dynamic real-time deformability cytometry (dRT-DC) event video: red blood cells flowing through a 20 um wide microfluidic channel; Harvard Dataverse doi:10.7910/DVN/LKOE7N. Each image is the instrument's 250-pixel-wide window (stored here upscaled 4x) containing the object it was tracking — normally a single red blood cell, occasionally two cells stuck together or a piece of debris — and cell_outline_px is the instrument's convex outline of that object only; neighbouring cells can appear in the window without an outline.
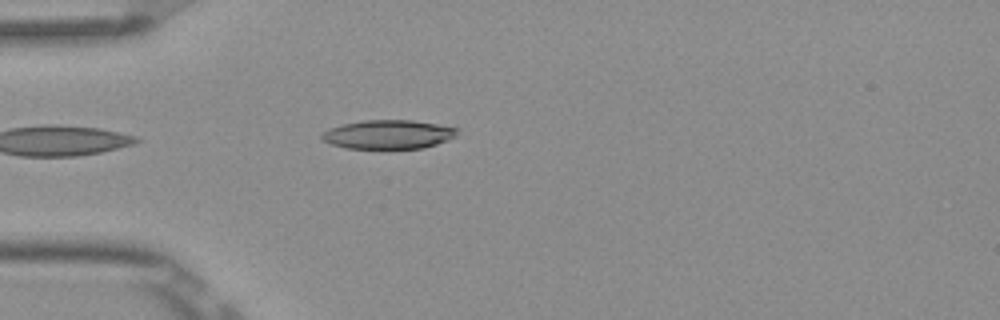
{"species": "Egyptian fruit bat (a non-hibernating species)", "species_latin": "Rousettus aegyptiacus", "temperature_condition": "room temperature", "stored_images_in_passage": 5, "camera_frame_rate_fps": 3000, "um_per_image_px": 0.085, "frame": {"image": 1, "passage_image": 5, "time_ms": 1.333, "image_size_px": [1000, 320], "cell_outline_px": [[460, 128], [448, 140], [424, 148], [348, 148], [332, 144], [320, 140], [320, 136], [328, 128], [344, 124], [364, 120], [412, 120]], "centroid_in_image_um": [32.97, 11.42], "position_along_channel_um": 52.0, "area_um2": 22.6}}